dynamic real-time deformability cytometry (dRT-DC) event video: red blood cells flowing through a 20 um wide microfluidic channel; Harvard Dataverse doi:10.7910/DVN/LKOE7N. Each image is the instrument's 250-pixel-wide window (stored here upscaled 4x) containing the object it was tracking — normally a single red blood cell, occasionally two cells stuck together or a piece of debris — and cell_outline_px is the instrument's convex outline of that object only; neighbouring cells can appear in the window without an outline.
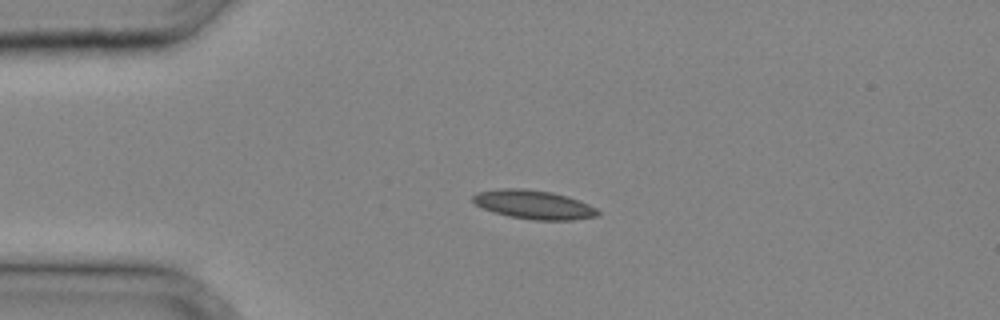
{"species": "common noctule bat (a hibernating species)", "species_latin": "Nyctalus noctula", "temperature_condition": "cold", "stored_images_in_passage": 27, "camera_frame_rate_fps": 3000, "um_per_image_px": 0.085, "animal": {"sex": "male", "body_mass_g": 20.4}, "frame": {"image": 1, "passage_image": 1, "time_ms": 0.0, "image_size_px": [1000, 320], "cell_outline_px": [[600, 212], [596, 216], [572, 220], [532, 220], [508, 216], [492, 212], [476, 204], [472, 200], [472, 196], [476, 192], [500, 188], [524, 188], [552, 192], [568, 196], [588, 204], [596, 208]], "centroid_in_image_um": [45.34, 17.38], "position_along_channel_um": 39.7, "area_um2": 21.1}}
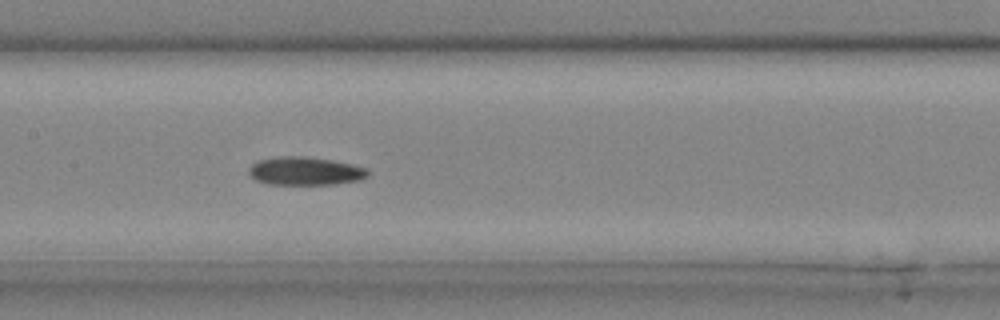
{"frame": {"image": 2, "passage_image": 10, "time_ms": 3.0, "image_size_px": [1000, 320], "cell_outline_px": [[368, 176], [356, 180], [332, 184], [268, 184], [256, 180], [248, 172], [248, 168], [252, 164], [260, 160], [280, 156], [304, 156], [332, 160], [352, 164], [368, 168]], "centroid_in_image_um": [25.93, 14.53], "position_along_channel_um": 181.5, "area_um2": 19.42}}
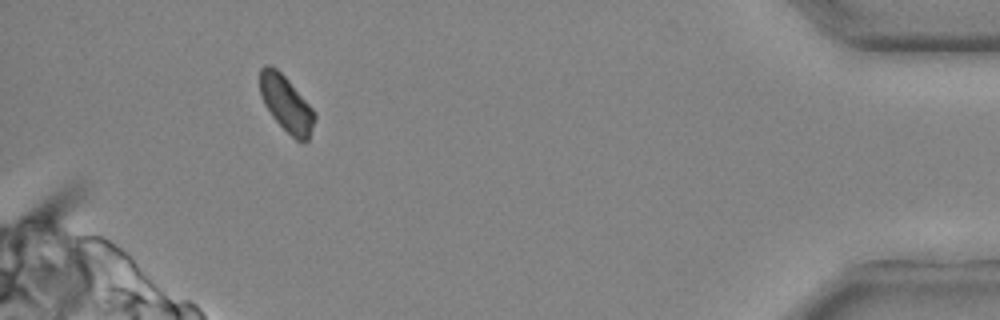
{"frame": {"image": 3, "passage_image": 25, "time_ms": 8.0, "image_size_px": [1000, 320], "cell_outline_px": [[316, 120], [308, 140], [296, 140], [272, 116], [264, 104], [260, 92], [260, 68], [264, 64], [268, 64], [276, 68], [288, 80], [316, 112]], "centroid_in_image_um": [24.34, 8.8], "position_along_channel_um": 410.9, "area_um2": 17.63}}